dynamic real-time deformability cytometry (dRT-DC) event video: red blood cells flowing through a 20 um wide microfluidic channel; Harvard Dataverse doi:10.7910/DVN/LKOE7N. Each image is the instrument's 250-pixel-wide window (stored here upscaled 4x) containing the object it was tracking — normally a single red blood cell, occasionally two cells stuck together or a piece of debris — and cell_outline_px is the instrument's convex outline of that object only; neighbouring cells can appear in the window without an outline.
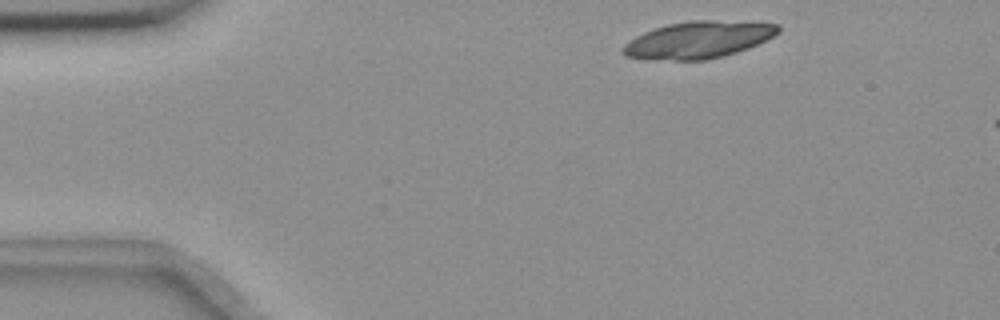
{"species": "common noctule bat (a hibernating species)", "species_latin": "Nyctalus noctula", "temperature_condition": "room temperature", "stored_images_in_passage": 8, "camera_frame_rate_fps": 3000, "um_per_image_px": 0.085, "animal": {"sex": "female", "body_mass_g": 18.4}, "frame": {"image": 1, "passage_image": 3, "time_ms": 0.667, "image_size_px": [1000, 320], "cell_outline_px": [[780, 32], [748, 48], [724, 56], [704, 60], [676, 60], [624, 56], [620, 52], [624, 44], [628, 40], [644, 32], [668, 24], [688, 20], [712, 20], [780, 24]], "centroid_in_image_um": [59.34, 3.37], "position_along_channel_um": 25.7, "area_um2": 33.06}}